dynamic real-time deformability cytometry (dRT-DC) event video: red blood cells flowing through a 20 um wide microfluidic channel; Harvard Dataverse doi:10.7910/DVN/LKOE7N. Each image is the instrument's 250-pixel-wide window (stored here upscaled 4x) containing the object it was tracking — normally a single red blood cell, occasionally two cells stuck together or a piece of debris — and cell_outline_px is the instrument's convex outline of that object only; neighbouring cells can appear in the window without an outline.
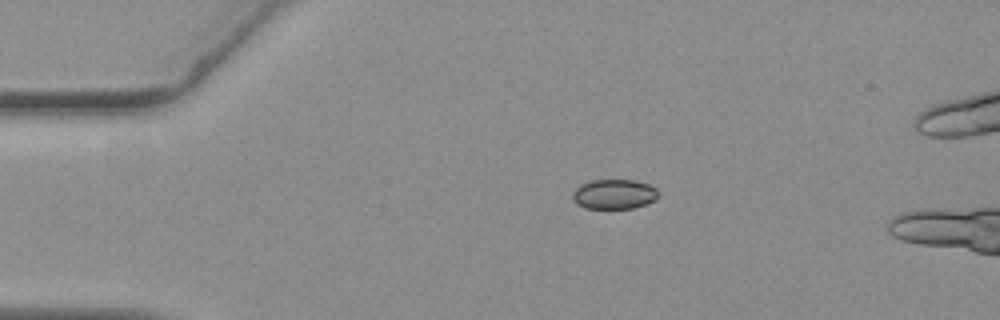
{"species": "common noctule bat (a hibernating species)", "species_latin": "Nyctalus noctula", "temperature_condition": "warm", "stored_images_in_passage": 7, "camera_frame_rate_fps": 3000, "um_per_image_px": 0.085, "animal": {"sex": "female", "body_mass_g": 19.3, "forearm_length_mm": 54.1}, "frame": {"image": 1, "passage_image": 1, "time_ms": 0.0, "image_size_px": [1000, 320], "cell_outline_px": [[660, 192], [652, 200], [644, 204], [632, 208], [584, 208], [576, 204], [572, 200], [572, 192], [580, 184], [592, 180], [636, 180], [648, 184], [656, 188]], "centroid_in_image_um": [52.15, 16.49], "position_along_channel_um": 32.9, "area_um2": 14.85}}